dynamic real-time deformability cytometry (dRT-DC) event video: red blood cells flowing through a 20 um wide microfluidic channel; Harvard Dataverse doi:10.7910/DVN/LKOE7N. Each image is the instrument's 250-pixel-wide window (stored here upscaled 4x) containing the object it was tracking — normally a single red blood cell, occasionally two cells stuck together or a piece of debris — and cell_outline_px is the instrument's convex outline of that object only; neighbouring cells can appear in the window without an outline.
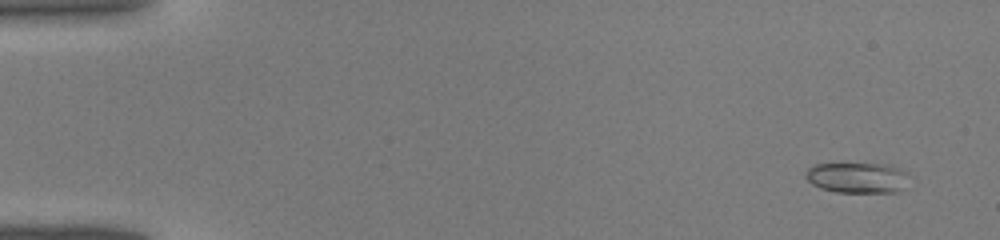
{"species": "common noctule bat (a hibernating species)", "species_latin": "Nyctalus noctula", "temperature_condition": "warm", "stored_images_in_passage": 43, "camera_frame_rate_fps": 3000, "um_per_image_px": 0.085, "animal": {"sex": "male", "body_mass_g": 19.0, "forearm_length_mm": 50.8}, "frame": {"image": 1, "passage_image": 3, "time_ms": 0.667, "image_size_px": [1000, 240], "cell_outline_px": [[912, 176], [904, 188], [900, 192], [836, 192], [820, 188], [812, 184], [804, 176], [808, 168], [812, 164], [892, 164], [908, 172]], "centroid_in_image_um": [72.95, 15.1], "position_along_channel_um": 12.0, "area_um2": 18.9}}
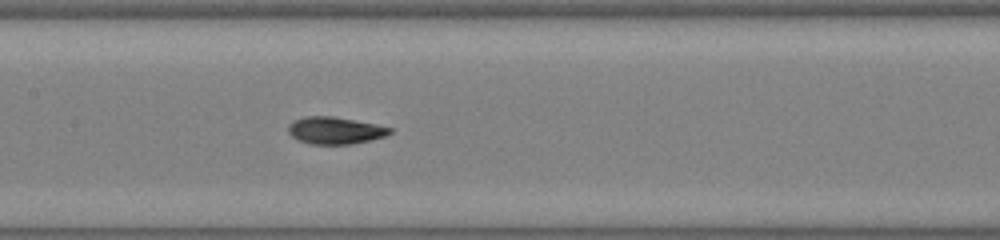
{"frame": {"image": 2, "passage_image": 22, "time_ms": 7.0, "image_size_px": [1000, 240], "cell_outline_px": [[392, 132], [384, 136], [352, 144], [312, 144], [300, 140], [292, 136], [288, 132], [288, 124], [304, 116], [332, 116], [376, 124], [392, 128]], "centroid_in_image_um": [28.47, 11.08], "position_along_channel_um": 178.9, "area_um2": 15.84}}
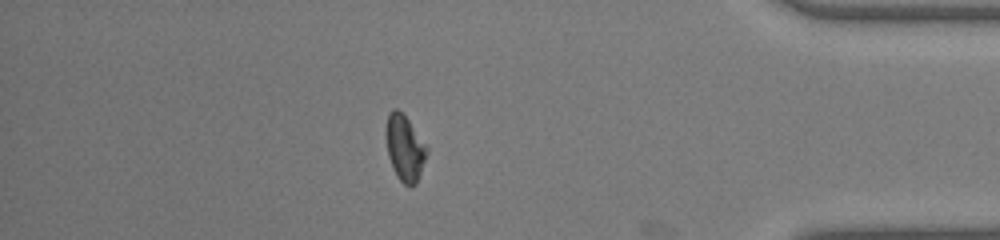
{"frame": {"image": 3, "passage_image": 38, "time_ms": 12.333, "image_size_px": [1000, 240], "cell_outline_px": [[428, 152], [416, 184], [404, 184], [396, 176], [392, 168], [388, 156], [384, 132], [384, 128], [388, 112], [392, 108], [396, 108], [408, 120], [428, 148]], "centroid_in_image_um": [34.36, 12.55], "position_along_channel_um": 400.8, "area_um2": 15.72}}